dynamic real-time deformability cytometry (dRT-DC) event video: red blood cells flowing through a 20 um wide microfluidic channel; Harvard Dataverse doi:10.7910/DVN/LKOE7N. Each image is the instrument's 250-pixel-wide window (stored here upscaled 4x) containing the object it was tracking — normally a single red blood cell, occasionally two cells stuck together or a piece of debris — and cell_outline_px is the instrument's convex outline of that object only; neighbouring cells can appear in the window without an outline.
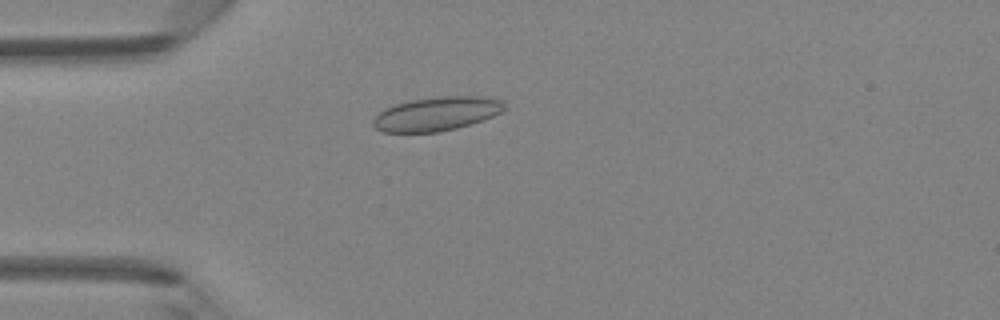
{"species": "Egyptian fruit bat (a non-hibernating species)", "species_latin": "Rousettus aegyptiacus", "temperature_condition": "room temperature", "stored_images_in_passage": 2, "camera_frame_rate_fps": 3000, "um_per_image_px": 0.085, "animal": {"sex": "female"}, "frame": {"image": 1, "passage_image": 2, "time_ms": 2.0, "image_size_px": [1000, 320], "cell_outline_px": [[508, 108], [492, 116], [456, 128], [436, 132], [384, 132], [376, 128], [372, 124], [372, 120], [384, 108], [396, 104], [412, 100], [444, 96], [484, 96], [504, 100]], "centroid_in_image_um": [37.14, 9.66], "position_along_channel_um": 47.9, "area_um2": 25.78}}